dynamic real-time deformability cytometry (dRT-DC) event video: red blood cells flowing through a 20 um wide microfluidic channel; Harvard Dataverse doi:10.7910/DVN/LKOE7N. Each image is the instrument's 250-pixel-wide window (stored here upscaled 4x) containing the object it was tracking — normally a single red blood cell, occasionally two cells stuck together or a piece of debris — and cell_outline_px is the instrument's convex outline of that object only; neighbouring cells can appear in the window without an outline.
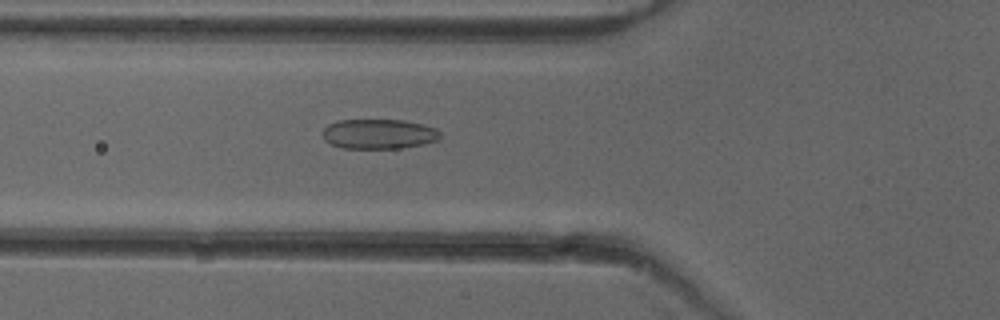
{"species": "common noctule bat (a hibernating species)", "species_latin": "Nyctalus noctula", "temperature_condition": "cold", "stored_images_in_passage": 49, "camera_frame_rate_fps": 3000, "um_per_image_px": 0.085, "animal": {"sex": "female"}, "frame": {"image": 1, "passage_image": 19, "time_ms": 6.0, "image_size_px": [1000, 320], "cell_outline_px": [[440, 140], [424, 144], [400, 148], [344, 148], [332, 144], [324, 140], [320, 132], [328, 124], [340, 120], [404, 120], [424, 124], [436, 128], [440, 132]], "centroid_in_image_um": [32.21, 11.38], "position_along_channel_um": 93.6, "area_um2": 20.63}}
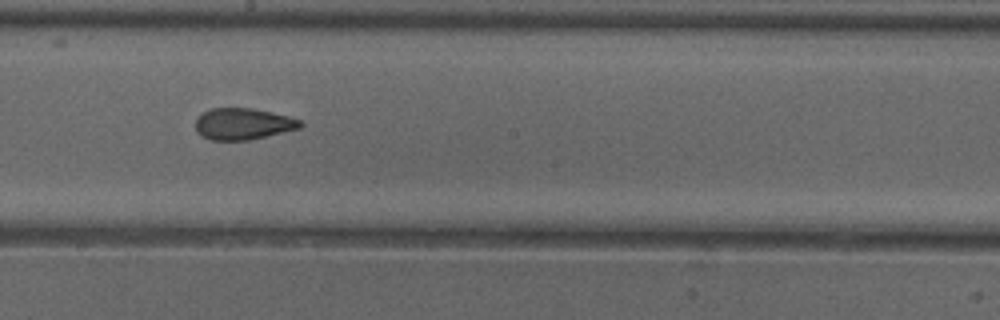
{"frame": {"image": 2, "passage_image": 29, "time_ms": 9.333, "image_size_px": [1000, 320], "cell_outline_px": [[304, 124], [300, 128], [248, 140], [212, 140], [200, 136], [196, 132], [196, 120], [204, 112], [212, 108], [252, 108], [272, 112], [288, 116], [300, 120]], "centroid_in_image_um": [20.65, 10.53], "position_along_channel_um": 227.5, "area_um2": 19.13}}
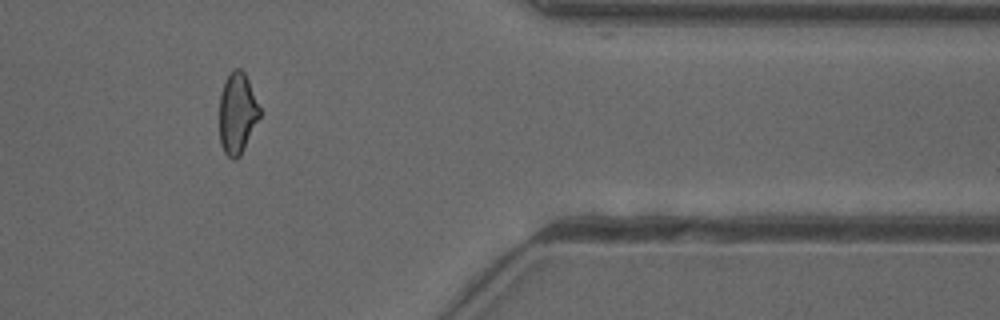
{"frame": {"image": 3, "passage_image": 43, "time_ms": 14.0, "image_size_px": [1000, 320], "cell_outline_px": [[260, 116], [240, 156], [236, 160], [232, 160], [224, 152], [220, 144], [220, 96], [224, 84], [232, 68], [240, 68], [244, 72], [248, 80], [260, 108]], "centroid_in_image_um": [20.16, 9.64], "position_along_channel_um": 391.2, "area_um2": 18.84}, "authors_computed_cell_mechanics": {"area_um2": 20.23, "velocity_mm_per_s": 3.9859, "shape_relaxation_time_tau1_ms": null, "shape_relaxation_time_tau2_ms": 1.6914, "deformation_change_tau1": null, "deformation_change_tau2": 0.086}}